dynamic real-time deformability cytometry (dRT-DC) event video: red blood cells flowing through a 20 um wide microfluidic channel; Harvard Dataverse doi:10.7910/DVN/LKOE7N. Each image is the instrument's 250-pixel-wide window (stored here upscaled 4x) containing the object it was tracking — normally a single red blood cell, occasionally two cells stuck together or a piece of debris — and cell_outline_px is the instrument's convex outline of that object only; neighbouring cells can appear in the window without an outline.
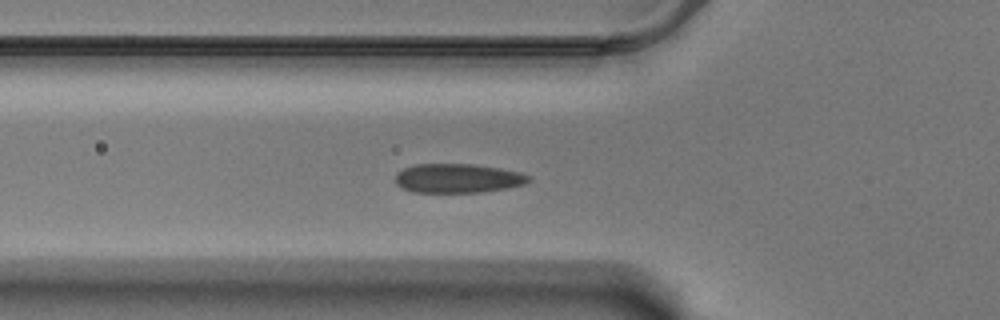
{"species": "Egyptian fruit bat (a non-hibernating species)", "species_latin": "Rousettus aegyptiacus", "temperature_condition": "warm", "stored_images_in_passage": 33, "camera_frame_rate_fps": 3000, "um_per_image_px": 0.085, "animal": {"sex": "male"}, "frame": {"image": 1, "passage_image": 2, "time_ms": 0.333, "image_size_px": [1000, 320], "cell_outline_px": [[532, 180], [524, 184], [508, 188], [484, 192], [412, 192], [400, 188], [396, 184], [396, 172], [404, 168], [416, 164], [472, 164], [500, 168], [520, 172], [532, 176]], "centroid_in_image_um": [38.93, 15.16], "position_along_channel_um": 86.9, "area_um2": 22.89}}
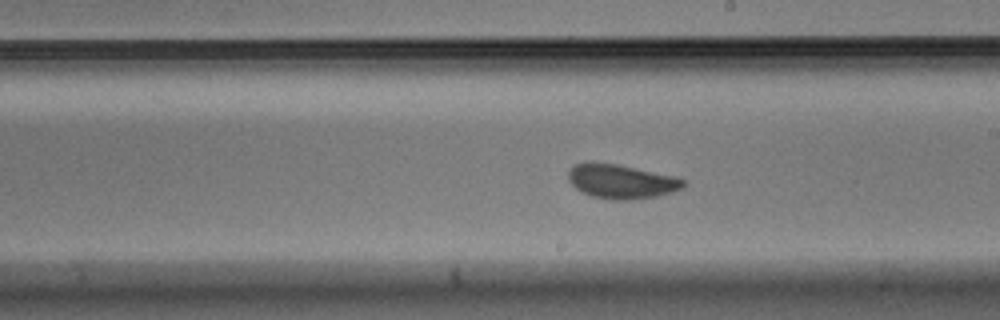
{"frame": {"image": 2, "passage_image": 15, "time_ms": 4.667, "image_size_px": [1000, 320], "cell_outline_px": [[688, 184], [684, 188], [672, 192], [656, 196], [628, 200], [612, 200], [592, 196], [576, 188], [568, 180], [568, 168], [572, 164], [592, 160], [616, 164], [676, 176], [688, 180]], "centroid_in_image_um": [52.82, 15.39], "position_along_channel_um": 236.2, "area_um2": 23.47}}
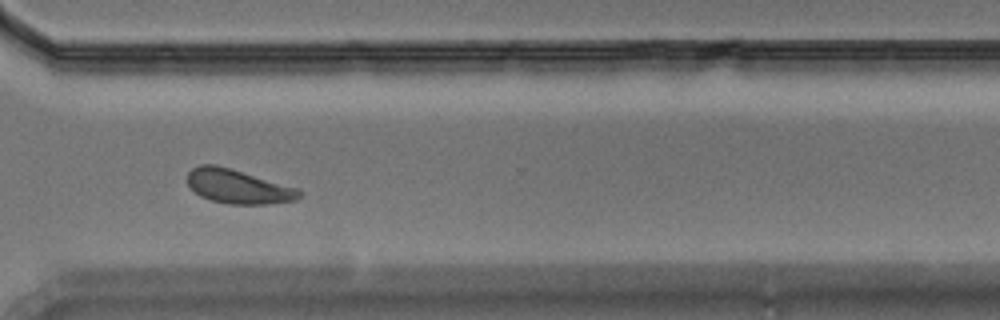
{"frame": {"image": 3, "passage_image": 25, "time_ms": 8.0, "image_size_px": [1000, 320], "cell_outline_px": [[304, 192], [296, 200], [268, 204], [228, 204], [212, 200], [200, 196], [188, 184], [188, 172], [192, 168], [200, 164], [216, 164], [296, 188]], "centroid_in_image_um": [20.22, 15.86], "position_along_channel_um": 350.4, "area_um2": 21.96}}